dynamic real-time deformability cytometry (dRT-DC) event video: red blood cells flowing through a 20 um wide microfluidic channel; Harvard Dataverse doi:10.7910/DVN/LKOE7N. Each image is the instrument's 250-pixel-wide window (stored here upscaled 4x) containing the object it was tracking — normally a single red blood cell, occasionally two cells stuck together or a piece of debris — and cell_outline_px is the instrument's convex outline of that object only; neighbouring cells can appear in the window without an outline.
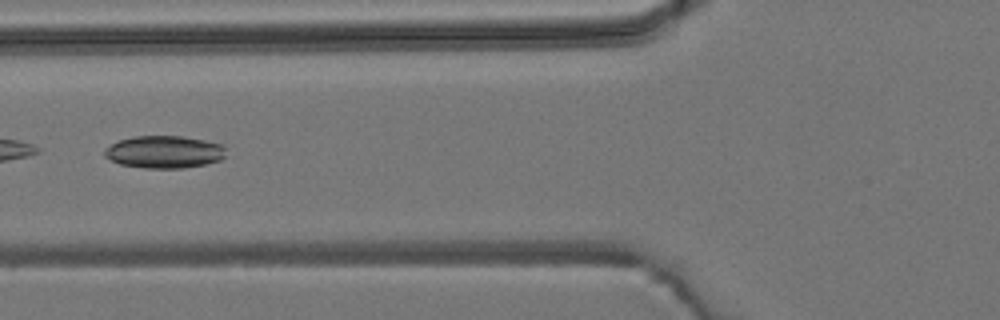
{"species": "common noctule bat (a hibernating species)", "species_latin": "Nyctalus noctula", "temperature_condition": "room temperature", "stored_images_in_passage": 4, "camera_frame_rate_fps": 3000, "um_per_image_px": 0.085, "animal": {"sex": "male", "body_mass_g": 19.2, "forearm_length_mm": 51.8}, "frame": {"image": 1, "passage_image": 3, "time_ms": 2.333, "image_size_px": [1000, 320], "cell_outline_px": [[224, 156], [220, 160], [204, 164], [184, 168], [144, 168], [120, 164], [104, 156], [104, 148], [120, 140], [132, 136], [184, 136], [224, 144]], "centroid_in_image_um": [13.95, 12.91], "position_along_channel_um": 111.8, "area_um2": 22.95}}
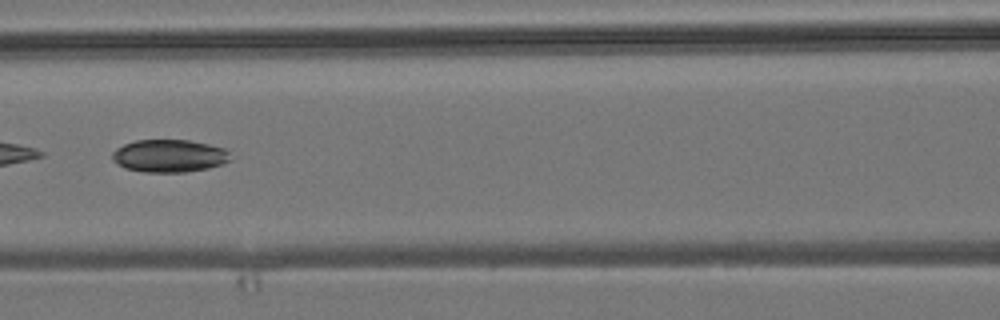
{"frame": {"image": 2, "passage_image": 4, "time_ms": 3.333, "image_size_px": [1000, 320], "cell_outline_px": [[232, 160], [224, 164], [208, 168], [184, 172], [144, 172], [124, 168], [116, 164], [112, 160], [112, 152], [116, 148], [124, 144], [136, 140], [188, 140], [208, 144], [224, 148], [228, 152]], "centroid_in_image_um": [14.37, 13.25], "position_along_channel_um": 152.2, "area_um2": 22.66}}